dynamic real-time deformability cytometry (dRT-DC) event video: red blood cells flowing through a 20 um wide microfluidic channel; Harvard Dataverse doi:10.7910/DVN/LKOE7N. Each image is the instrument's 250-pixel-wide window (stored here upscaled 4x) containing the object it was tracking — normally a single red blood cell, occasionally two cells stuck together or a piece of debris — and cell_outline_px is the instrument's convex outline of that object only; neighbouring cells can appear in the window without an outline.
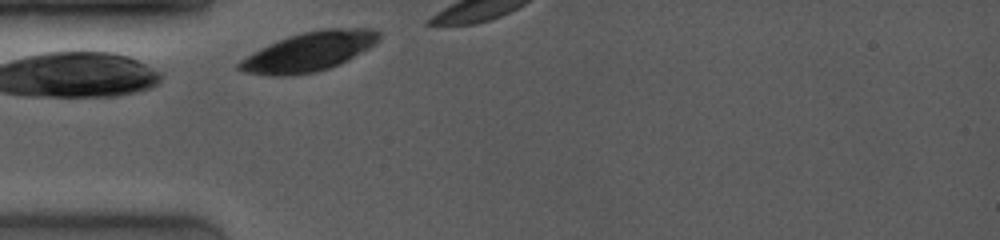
{"species": "common noctule bat (a hibernating species)", "species_latin": "Nyctalus noctula", "temperature_condition": "room temperature", "stored_images_in_passage": 2, "camera_frame_rate_fps": 4000, "um_per_image_px": 0.085, "animal": {"sex": "female", "body_mass_g": 19.0, "forearm_length_mm": 53.3}, "frame": {"image": 1, "passage_image": 1, "time_ms": 0.0, "image_size_px": [1000, 240], "cell_outline_px": [[380, 40], [376, 44], [348, 60], [340, 64], [316, 72], [288, 76], [264, 76], [244, 72], [236, 68], [236, 64], [240, 60], [252, 52], [268, 44], [288, 36], [300, 32], [324, 28], [376, 28], [380, 32]], "centroid_in_image_um": [26.26, 4.39], "position_along_channel_um": 58.7, "area_um2": 32.48}}